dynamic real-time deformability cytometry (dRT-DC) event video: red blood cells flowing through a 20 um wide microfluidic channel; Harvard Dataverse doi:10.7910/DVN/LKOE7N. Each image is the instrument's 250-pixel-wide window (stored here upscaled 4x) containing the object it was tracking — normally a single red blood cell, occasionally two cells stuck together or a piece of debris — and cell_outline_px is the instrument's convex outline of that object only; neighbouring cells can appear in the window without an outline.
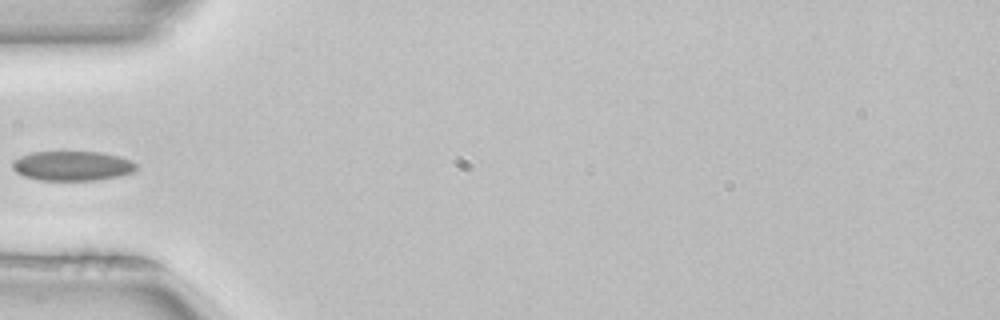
{"species": "common noctule bat (a hibernating species)", "species_latin": "Nyctalus noctula", "temperature_condition": "room temperature", "stored_images_in_passage": 35, "camera_frame_rate_fps": 3000, "um_per_image_px": 0.085, "animal": {"sex": "female", "body_mass_g": 22.7, "forearm_length_mm": 54.2}, "frame": {"image": 1, "passage_image": 1, "time_ms": 0.0, "image_size_px": [1000, 320], "cell_outline_px": [[136, 168], [132, 172], [120, 176], [96, 180], [40, 180], [24, 176], [16, 172], [12, 168], [12, 160], [20, 156], [32, 152], [100, 152], [120, 156], [132, 160], [136, 164]], "centroid_in_image_um": [6.14, 14.09], "position_along_channel_um": 78.9, "area_um2": 21.44}}
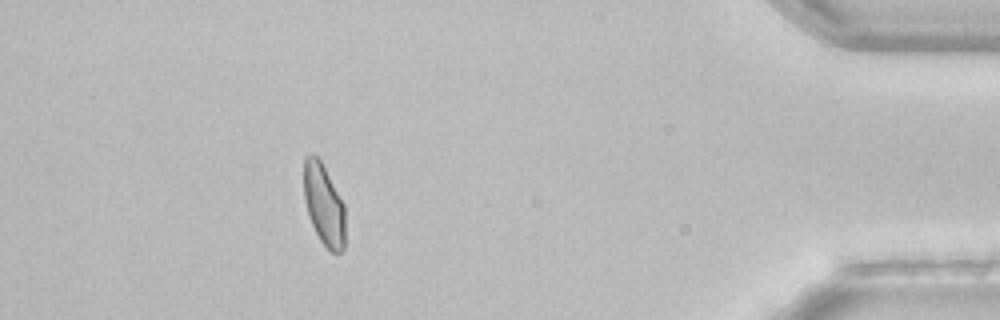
{"frame": {"image": 2, "passage_image": 30, "time_ms": 9.667, "image_size_px": [1000, 320], "cell_outline_px": [[344, 248], [340, 252], [332, 252], [320, 240], [308, 216], [304, 200], [304, 156], [308, 152], [312, 152], [320, 160], [344, 204]], "centroid_in_image_um": [27.5, 17.36], "position_along_channel_um": 407.7, "area_um2": 19.48}}